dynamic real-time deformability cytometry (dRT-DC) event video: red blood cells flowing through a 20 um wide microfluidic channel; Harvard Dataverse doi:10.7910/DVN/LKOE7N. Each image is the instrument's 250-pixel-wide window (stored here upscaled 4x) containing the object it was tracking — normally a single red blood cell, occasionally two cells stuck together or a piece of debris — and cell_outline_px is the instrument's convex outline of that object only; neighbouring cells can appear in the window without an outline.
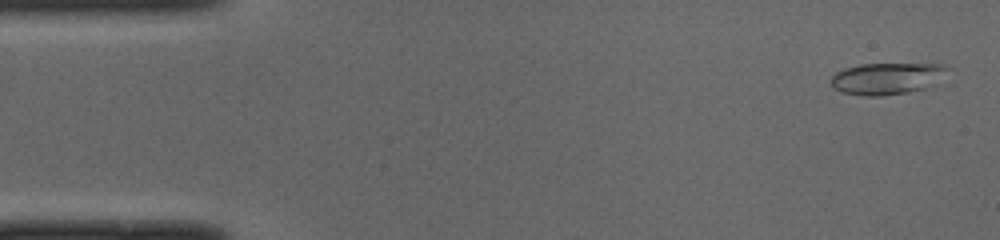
{"species": "common noctule bat (a hibernating species)", "species_latin": "Nyctalus noctula", "temperature_condition": "cold", "stored_images_in_passage": 49, "camera_frame_rate_fps": 3000, "um_per_image_px": 0.085, "animal": {"sex": "male", "body_mass_g": 19.0, "forearm_length_mm": 50.8}, "frame": {"image": 1, "passage_image": 2, "time_ms": 0.333, "image_size_px": [1000, 240], "cell_outline_px": [[948, 68], [924, 88], [908, 92], [880, 96], [864, 96], [840, 92], [832, 88], [832, 76], [836, 72], [844, 68], [860, 64], [944, 64]], "centroid_in_image_um": [75.25, 6.67], "position_along_channel_um": 9.8, "area_um2": 20.98}}
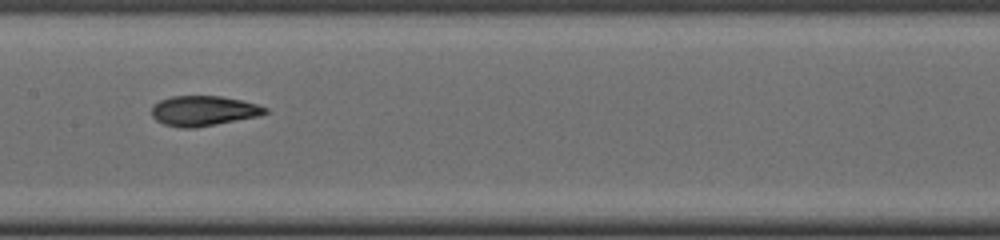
{"frame": {"image": 2, "passage_image": 24, "time_ms": 7.667, "image_size_px": [1000, 240], "cell_outline_px": [[268, 112], [260, 116], [196, 128], [180, 128], [164, 124], [156, 120], [152, 116], [152, 108], [160, 100], [172, 96], [220, 96], [240, 100], [256, 104], [268, 108]], "centroid_in_image_um": [17.31, 9.43], "position_along_channel_um": 190.1, "area_um2": 19.88}}
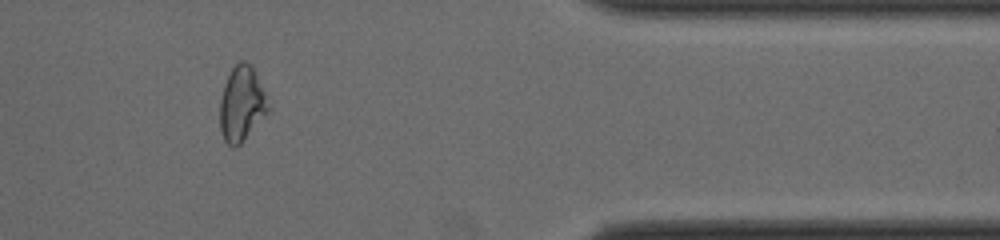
{"frame": {"image": 3, "passage_image": 41, "time_ms": 13.333, "image_size_px": [1000, 240], "cell_outline_px": [[268, 112], [240, 144], [236, 148], [232, 148], [224, 140], [220, 128], [220, 100], [224, 84], [232, 68], [240, 60], [244, 60], [252, 64], [264, 92], [268, 108]], "centroid_in_image_um": [20.52, 8.82], "position_along_channel_um": 390.9, "area_um2": 20.87}, "authors_computed_cell_mechanics": {"area_um2": 20.3456, "velocity_mm_per_s": 4.0163, "shape_relaxation_time_tau1_ms": 10.6444, "shape_relaxation_time_tau2_ms": 2.2929, "deformation_change_tau1": 0.2516, "deformation_change_tau2": 0.0869}}